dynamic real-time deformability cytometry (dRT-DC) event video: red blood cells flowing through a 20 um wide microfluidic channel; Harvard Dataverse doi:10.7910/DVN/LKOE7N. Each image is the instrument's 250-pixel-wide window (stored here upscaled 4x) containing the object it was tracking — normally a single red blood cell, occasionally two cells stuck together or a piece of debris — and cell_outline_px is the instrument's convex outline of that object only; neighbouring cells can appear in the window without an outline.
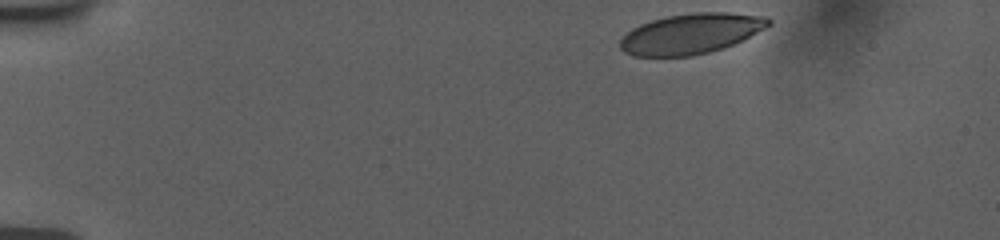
{"species": "human", "species_latin": "Homo sapiens", "temperature_condition": "room temperature", "stored_images_in_passage": 42, "camera_frame_rate_fps": 3000, "um_per_image_px": 0.085, "donor": {"sex": "female"}, "frame": {"image": 1, "passage_image": 1, "time_ms": 0.0, "image_size_px": [1000, 240], "cell_outline_px": [[772, 24], [724, 48], [692, 56], [632, 56], [624, 52], [620, 48], [620, 40], [632, 28], [640, 24], [652, 20], [668, 16], [692, 12], [728, 12], [768, 16], [772, 20]], "centroid_in_image_um": [58.73, 2.85], "position_along_channel_um": 26.3, "area_um2": 34.8}}
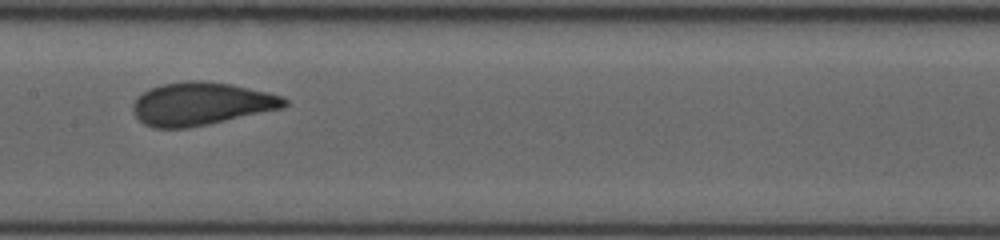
{"frame": {"image": 2, "passage_image": 22, "time_ms": 7.0, "image_size_px": [1000, 240], "cell_outline_px": [[288, 104], [284, 108], [208, 124], [188, 128], [152, 128], [144, 124], [132, 112], [132, 104], [144, 92], [160, 84], [188, 80], [200, 80], [232, 84], [268, 92], [280, 96], [288, 100]], "centroid_in_image_um": [17.1, 8.82], "position_along_channel_um": 190.3, "area_um2": 37.92}}
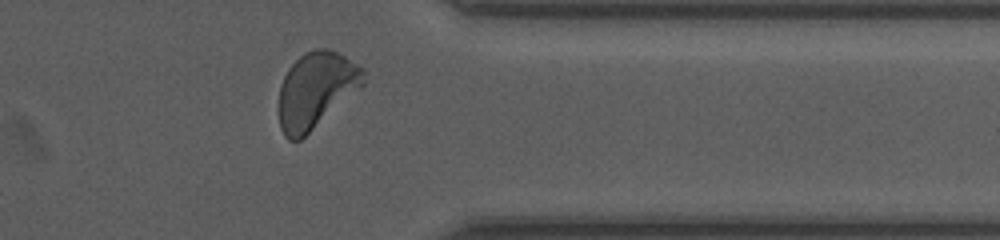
{"frame": {"image": 3, "passage_image": 38, "time_ms": 12.333, "image_size_px": [1000, 240], "cell_outline_px": [[364, 84], [360, 88], [300, 140], [288, 140], [284, 136], [280, 128], [280, 88], [284, 76], [288, 68], [304, 52], [312, 48], [328, 48], [344, 56], [364, 68]], "centroid_in_image_um": [26.86, 7.63], "position_along_channel_um": 384.5, "area_um2": 37.05}, "authors_computed_cell_mechanics": {"area_um2": 36.6163, "velocity_mm_per_s": 3.7411, "shape_relaxation_time_tau1_ms": 2.879, "shape_relaxation_time_tau2_ms": null, "deformation_change_tau1": 0.1364, "deformation_change_tau2": null}}